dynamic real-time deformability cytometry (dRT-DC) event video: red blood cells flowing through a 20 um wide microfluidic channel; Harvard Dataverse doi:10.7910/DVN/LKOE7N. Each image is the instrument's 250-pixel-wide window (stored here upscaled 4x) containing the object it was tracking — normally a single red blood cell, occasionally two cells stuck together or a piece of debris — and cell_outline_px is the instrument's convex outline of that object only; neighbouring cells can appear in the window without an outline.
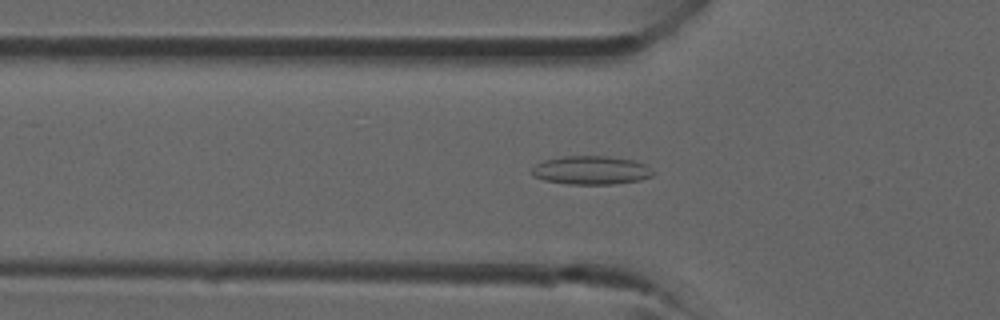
{"species": "common noctule bat (a hibernating species)", "species_latin": "Nyctalus noctula", "temperature_condition": "room temperature", "stored_images_in_passage": 39, "camera_frame_rate_fps": 3000, "um_per_image_px": 0.085, "animal": {"sex": "male", "forearm_length_mm": 52.5}, "frame": {"image": 1, "passage_image": 13, "time_ms": 4.0, "image_size_px": [1000, 320], "cell_outline_px": [[652, 176], [640, 180], [612, 184], [568, 184], [544, 180], [532, 176], [532, 168], [536, 164], [544, 160], [564, 156], [604, 156], [636, 160], [644, 164], [652, 172]], "centroid_in_image_um": [50.21, 14.47], "position_along_channel_um": 75.6, "area_um2": 20.06}}
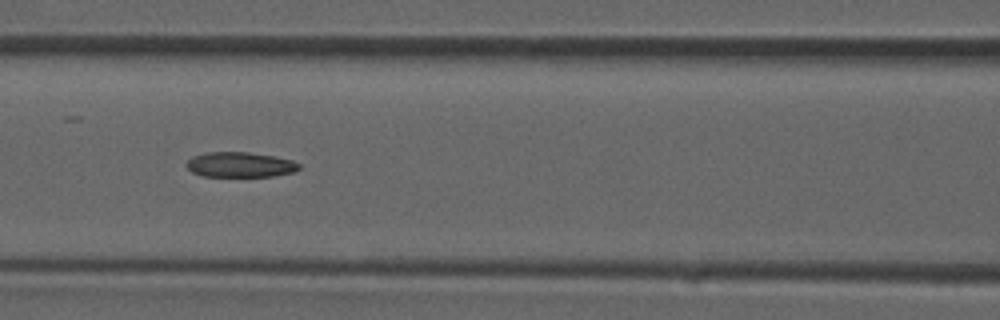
{"frame": {"image": 2, "passage_image": 17, "time_ms": 5.333, "image_size_px": [1000, 320], "cell_outline_px": [[300, 168], [296, 172], [272, 176], [204, 176], [192, 172], [188, 168], [188, 160], [192, 156], [208, 152], [248, 152], [272, 156], [292, 160], [300, 164]], "centroid_in_image_um": [20.44, 14.0], "position_along_channel_um": 146.2, "area_um2": 16.36}}
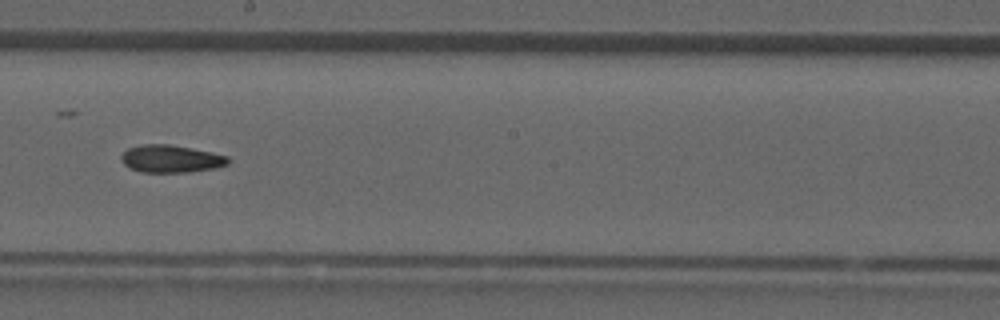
{"frame": {"image": 3, "passage_image": 22, "time_ms": 7.0, "image_size_px": [1000, 320], "cell_outline_px": [[232, 160], [228, 164], [212, 168], [188, 172], [140, 172], [124, 164], [120, 160], [120, 156], [128, 148], [140, 144], [168, 144], [212, 152], [228, 156]], "centroid_in_image_um": [14.52, 13.49], "position_along_channel_um": 233.7, "area_um2": 17.11}}